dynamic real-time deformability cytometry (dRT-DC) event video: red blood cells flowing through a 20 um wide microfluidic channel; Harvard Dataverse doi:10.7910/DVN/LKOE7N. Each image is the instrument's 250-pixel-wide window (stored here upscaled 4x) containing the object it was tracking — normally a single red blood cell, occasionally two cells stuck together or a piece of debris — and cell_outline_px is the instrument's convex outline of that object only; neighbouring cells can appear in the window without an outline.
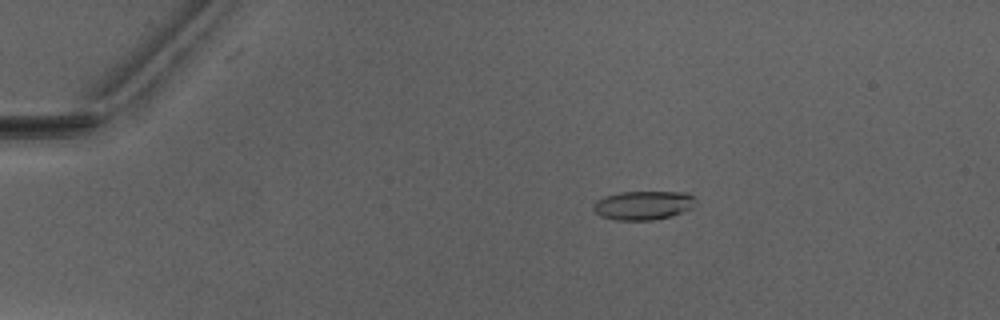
{"species": "Egyptian fruit bat (a non-hibernating species)", "species_latin": "Rousettus aegyptiacus", "temperature_condition": "warm", "stored_images_in_passage": 43, "camera_frame_rate_fps": 3000, "um_per_image_px": 0.085, "animal": {"sex": "male"}, "frame": {"image": 1, "passage_image": 3, "time_ms": 0.667, "image_size_px": [1000, 320], "cell_outline_px": [[696, 200], [692, 208], [672, 216], [652, 220], [616, 220], [600, 216], [592, 208], [592, 204], [596, 200], [604, 196], [620, 192], [688, 192]], "centroid_in_image_um": [54.66, 17.45], "position_along_channel_um": 30.3, "area_um2": 17.34}}
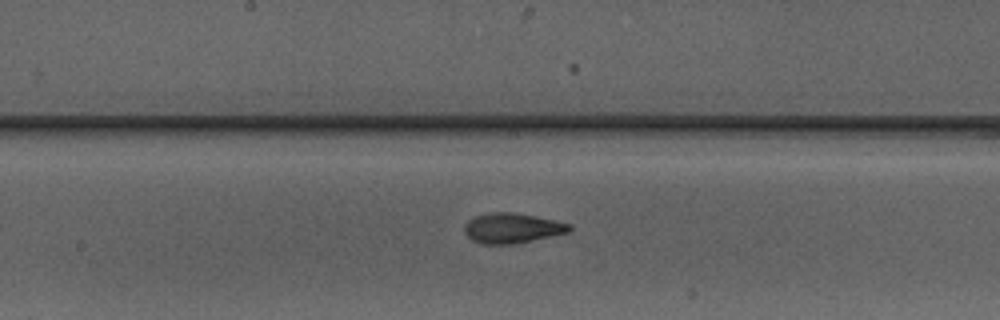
{"frame": {"image": 2, "passage_image": 21, "time_ms": 6.667, "image_size_px": [1000, 320], "cell_outline_px": [[572, 228], [568, 232], [512, 244], [480, 244], [472, 240], [464, 232], [464, 224], [468, 220], [476, 216], [492, 212], [512, 212], [572, 224]], "centroid_in_image_um": [43.48, 19.39], "position_along_channel_um": 204.7, "area_um2": 18.09}}
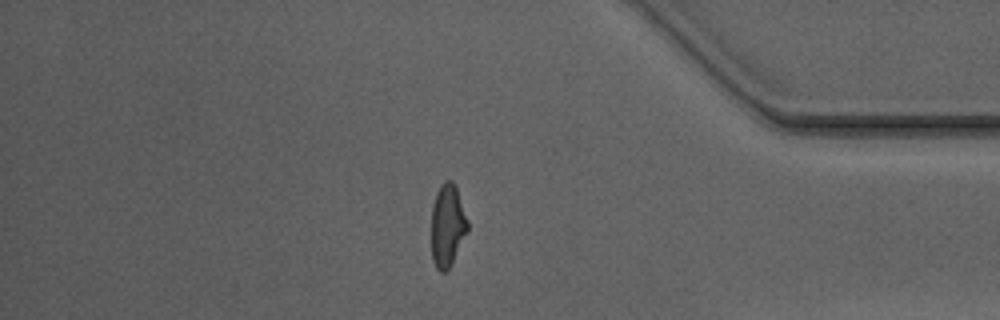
{"frame": {"image": 3, "passage_image": 37, "time_ms": 12.0, "image_size_px": [1000, 320], "cell_outline_px": [[468, 232], [452, 264], [444, 272], [440, 272], [436, 268], [432, 260], [432, 208], [436, 192], [440, 184], [444, 180], [452, 180], [456, 188], [468, 220]], "centroid_in_image_um": [38.04, 19.18], "position_along_channel_um": 397.2, "area_um2": 17.57}}